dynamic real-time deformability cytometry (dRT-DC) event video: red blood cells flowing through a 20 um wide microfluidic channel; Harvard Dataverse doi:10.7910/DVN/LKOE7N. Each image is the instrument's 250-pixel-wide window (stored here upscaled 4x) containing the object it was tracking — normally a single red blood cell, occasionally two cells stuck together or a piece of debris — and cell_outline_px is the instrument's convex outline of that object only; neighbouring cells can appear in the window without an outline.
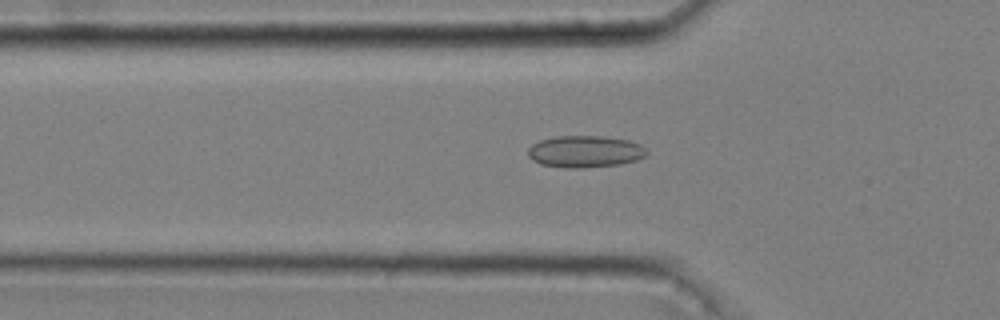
{"species": "common noctule bat (a hibernating species)", "species_latin": "Nyctalus noctula", "temperature_condition": "cold", "stored_images_in_passage": 50, "camera_frame_rate_fps": 3000, "um_per_image_px": 0.085, "animal": {"sex": "male", "body_mass_g": 20.4}, "frame": {"image": 1, "passage_image": 17, "time_ms": 5.333, "image_size_px": [1000, 320], "cell_outline_px": [[648, 152], [644, 156], [636, 160], [620, 164], [584, 168], [564, 168], [540, 164], [532, 160], [528, 156], [528, 148], [532, 144], [540, 140], [556, 136], [600, 136], [628, 140], [640, 144]], "centroid_in_image_um": [49.69, 12.89], "position_along_channel_um": 76.1, "area_um2": 22.08}}
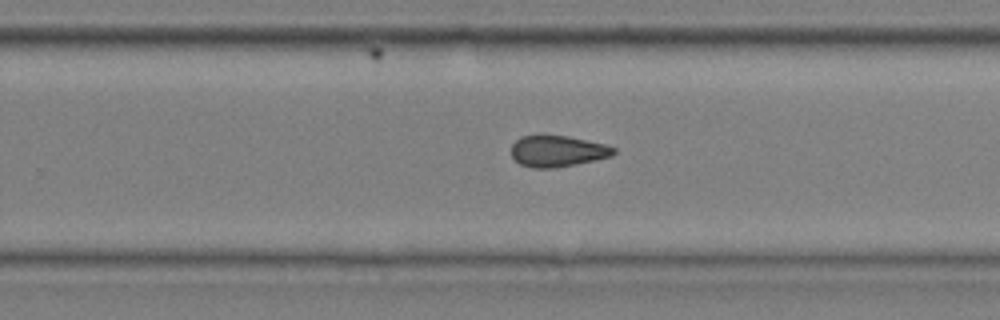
{"frame": {"image": 2, "passage_image": 34, "time_ms": 11.0, "image_size_px": [1000, 320], "cell_outline_px": [[616, 152], [612, 156], [596, 160], [552, 168], [532, 168], [520, 164], [512, 156], [512, 144], [520, 136], [540, 132], [568, 136], [604, 144], [616, 148]], "centroid_in_image_um": [47.35, 12.8], "position_along_channel_um": 282.4, "area_um2": 19.13}}
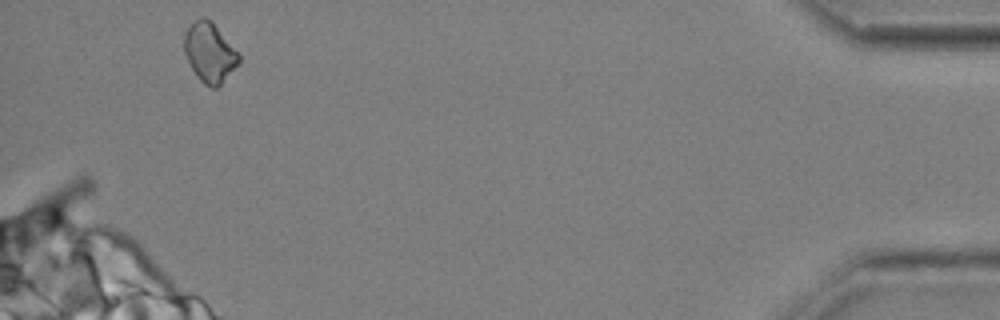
{"frame": {"image": 3, "passage_image": 50, "time_ms": 16.333, "image_size_px": [1000, 320], "cell_outline_px": [[240, 60], [220, 84], [216, 88], [212, 88], [204, 84], [200, 80], [192, 68], [184, 52], [184, 32], [200, 16], [204, 16], [212, 20], [240, 56]], "centroid_in_image_um": [17.79, 4.43], "position_along_channel_um": 417.4, "area_um2": 18.55}, "authors_computed_cell_mechanics": {"area_um2": 19.7098, "velocity_mm_per_s": 3.635, "shape_relaxation_time_tau1_ms": null, "shape_relaxation_time_tau2_ms": 3.7082, "deformation_change_tau1": null, "deformation_change_tau2": 0.0962}}